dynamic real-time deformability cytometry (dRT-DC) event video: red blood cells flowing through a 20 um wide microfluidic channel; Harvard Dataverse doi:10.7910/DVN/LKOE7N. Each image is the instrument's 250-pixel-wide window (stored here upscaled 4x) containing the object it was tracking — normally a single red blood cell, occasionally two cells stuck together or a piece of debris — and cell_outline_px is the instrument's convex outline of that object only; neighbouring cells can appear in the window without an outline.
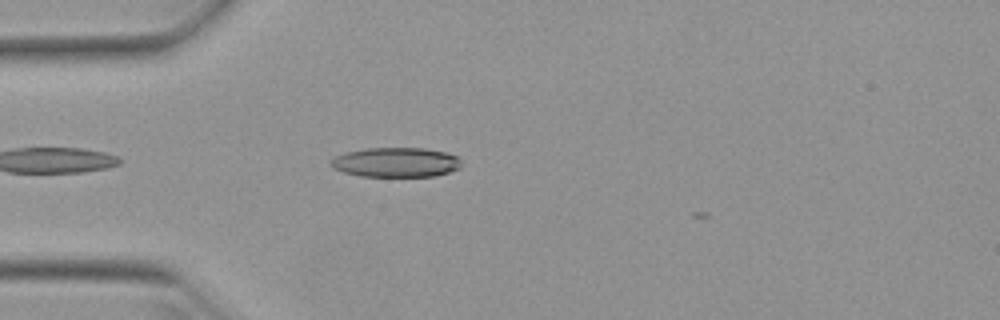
{"species": "Egyptian fruit bat (a non-hibernating species)", "species_latin": "Rousettus aegyptiacus", "temperature_condition": "warm", "stored_images_in_passage": 6, "camera_frame_rate_fps": 3000, "um_per_image_px": 0.085, "animal": {"sex": "female"}, "frame": {"image": 1, "passage_image": 4, "time_ms": 1.0, "image_size_px": [1000, 320], "cell_outline_px": [[460, 168], [436, 176], [360, 176], [344, 172], [332, 168], [328, 164], [336, 156], [344, 152], [368, 148], [424, 148], [448, 152], [460, 156]], "centroid_in_image_um": [33.67, 13.79], "position_along_channel_um": 51.3, "area_um2": 22.72}}